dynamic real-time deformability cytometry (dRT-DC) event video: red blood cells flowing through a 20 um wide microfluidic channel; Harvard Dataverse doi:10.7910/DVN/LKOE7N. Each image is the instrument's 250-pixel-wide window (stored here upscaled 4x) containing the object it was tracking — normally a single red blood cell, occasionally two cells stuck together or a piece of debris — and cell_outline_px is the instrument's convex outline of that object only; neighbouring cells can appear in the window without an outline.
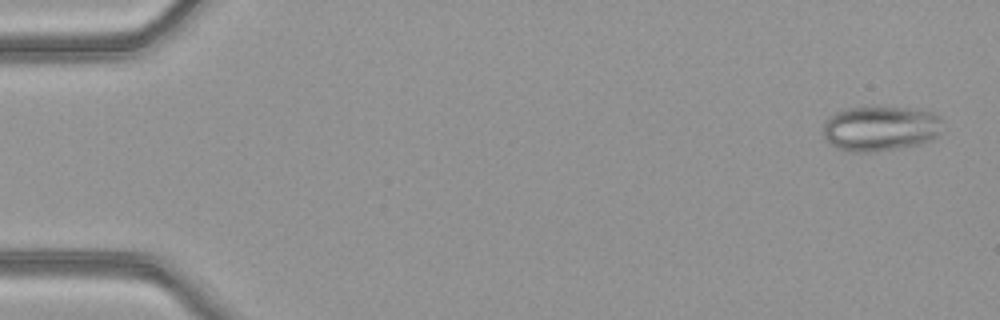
{"species": "common noctule bat (a hibernating species)", "species_latin": "Nyctalus noctula", "temperature_condition": "warm", "stored_images_in_passage": 51, "camera_frame_rate_fps": 3000, "um_per_image_px": 0.085, "animal": {"sex": "female", "body_mass_g": 21.9}, "frame": {"image": 1, "passage_image": 2, "time_ms": 0.333, "image_size_px": [1000, 320], "cell_outline_px": [[940, 132], [932, 140], [920, 144], [900, 148], [876, 152], [852, 152], [836, 148], [824, 136], [824, 120], [828, 116], [836, 112], [848, 108], [872, 104], [908, 108], [932, 112], [940, 116]], "centroid_in_image_um": [74.81, 10.89], "position_along_channel_um": 10.2, "area_um2": 32.14}}
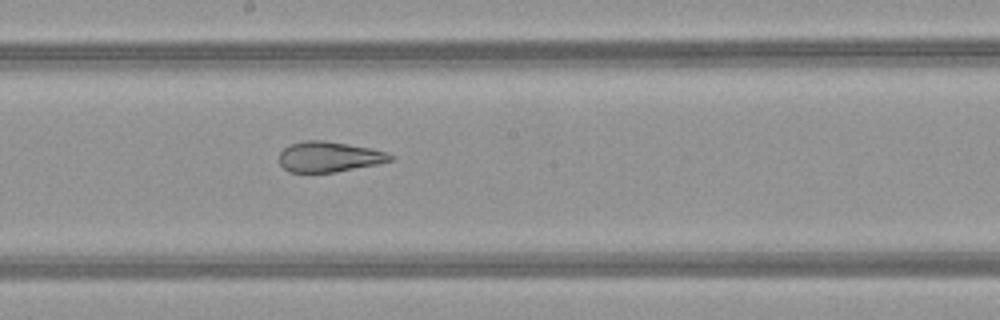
{"frame": {"image": 2, "passage_image": 28, "time_ms": 9.0, "image_size_px": [1000, 320], "cell_outline_px": [[396, 160], [380, 164], [336, 172], [288, 172], [280, 164], [280, 152], [288, 144], [304, 140], [324, 140], [372, 148], [396, 156]], "centroid_in_image_um": [28.01, 13.32], "position_along_channel_um": 220.2, "area_um2": 20.0}}
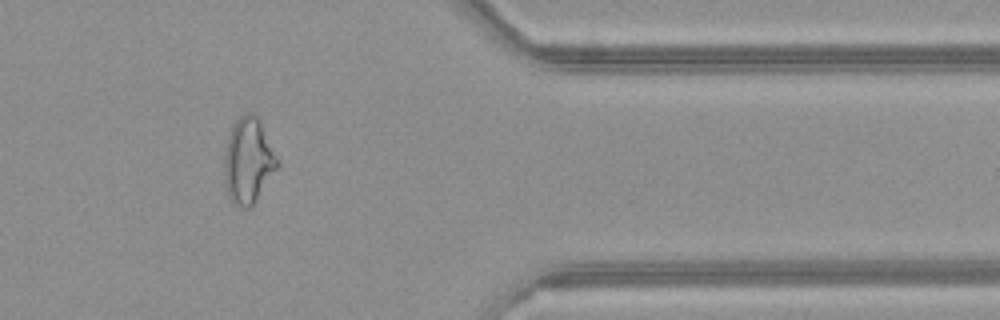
{"frame": {"image": 3, "passage_image": 42, "time_ms": 13.667, "image_size_px": [1000, 320], "cell_outline_px": [[280, 168], [256, 200], [248, 208], [240, 208], [228, 196], [224, 180], [224, 156], [228, 136], [236, 120], [240, 116], [248, 112], [252, 112], [256, 116], [280, 164]], "centroid_in_image_um": [21.1, 13.71], "position_along_channel_um": 390.3, "area_um2": 26.24}, "authors_computed_cell_mechanics": {"area_um2": 26.9348, "velocity_mm_per_s": 4.0669, "shape_relaxation_time_tau1_ms": null, "shape_relaxation_time_tau2_ms": 1.5563, "deformation_change_tau1": null, "deformation_change_tau2": 0.0905}}